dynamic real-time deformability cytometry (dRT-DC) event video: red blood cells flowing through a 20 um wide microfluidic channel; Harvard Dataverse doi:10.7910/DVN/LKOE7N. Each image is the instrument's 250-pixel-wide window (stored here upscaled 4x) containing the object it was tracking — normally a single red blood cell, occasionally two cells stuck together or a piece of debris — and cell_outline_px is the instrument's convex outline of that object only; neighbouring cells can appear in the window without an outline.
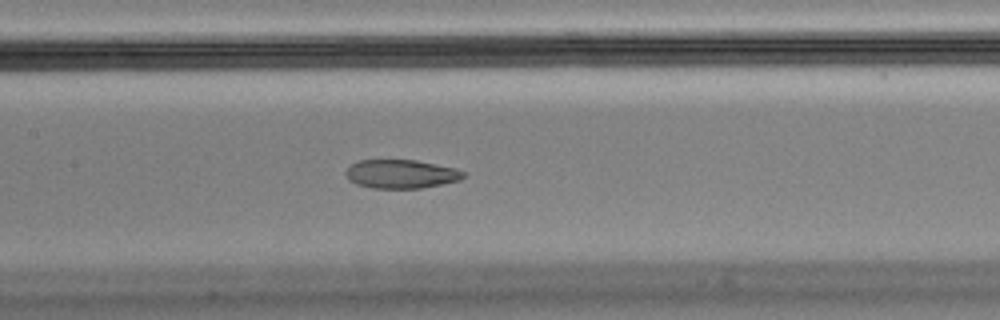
{"species": "Egyptian fruit bat (a non-hibernating species)", "species_latin": "Rousettus aegyptiacus", "temperature_condition": "cold", "stored_images_in_passage": 35, "camera_frame_rate_fps": 3000, "um_per_image_px": 0.085, "animal": {"sex": "male"}, "frame": {"image": 1, "passage_image": 11, "time_ms": 3.333, "image_size_px": [1000, 320], "cell_outline_px": [[464, 176], [460, 180], [420, 188], [372, 188], [356, 184], [348, 180], [344, 172], [356, 160], [416, 160], [456, 168], [464, 172]], "centroid_in_image_um": [34.05, 14.78], "position_along_channel_um": 173.3, "area_um2": 19.65}}
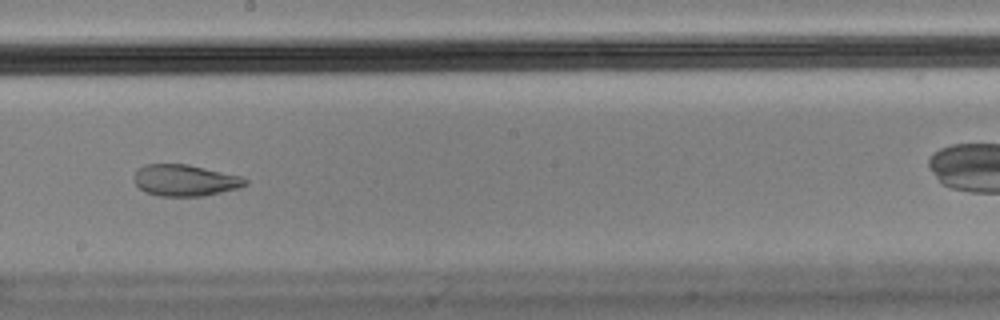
{"frame": {"image": 2, "passage_image": 16, "time_ms": 5.0, "image_size_px": [1000, 320], "cell_outline_px": [[248, 184], [240, 188], [204, 196], [160, 196], [144, 192], [136, 184], [136, 172], [144, 164], [188, 164], [244, 176], [248, 180]], "centroid_in_image_um": [15.81, 15.33], "position_along_channel_um": 232.4, "area_um2": 20.52}, "authors_computed_cell_mechanics": {"area_um2": 22.1952, "velocity_mm_per_s": 3.5683, "shape_relaxation_time_tau1_ms": null, "shape_relaxation_time_tau2_ms": 1.8035, "deformation_change_tau1": null, "deformation_change_tau2": 0.0634}}